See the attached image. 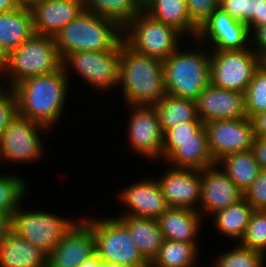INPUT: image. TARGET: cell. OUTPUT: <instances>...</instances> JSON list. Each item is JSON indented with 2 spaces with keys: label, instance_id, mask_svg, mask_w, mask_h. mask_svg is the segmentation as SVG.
Here are the masks:
<instances>
[{
  "label": "cell",
  "instance_id": "cell-13",
  "mask_svg": "<svg viewBox=\"0 0 266 267\" xmlns=\"http://www.w3.org/2000/svg\"><path fill=\"white\" fill-rule=\"evenodd\" d=\"M204 128L216 163L228 154L252 150L255 130L252 119L248 117L207 122Z\"/></svg>",
  "mask_w": 266,
  "mask_h": 267
},
{
  "label": "cell",
  "instance_id": "cell-24",
  "mask_svg": "<svg viewBox=\"0 0 266 267\" xmlns=\"http://www.w3.org/2000/svg\"><path fill=\"white\" fill-rule=\"evenodd\" d=\"M143 11L154 19L172 26L188 37L196 39L199 28L190 20L186 0H147Z\"/></svg>",
  "mask_w": 266,
  "mask_h": 267
},
{
  "label": "cell",
  "instance_id": "cell-15",
  "mask_svg": "<svg viewBox=\"0 0 266 267\" xmlns=\"http://www.w3.org/2000/svg\"><path fill=\"white\" fill-rule=\"evenodd\" d=\"M95 238L82 216L47 255V267H79L93 256Z\"/></svg>",
  "mask_w": 266,
  "mask_h": 267
},
{
  "label": "cell",
  "instance_id": "cell-28",
  "mask_svg": "<svg viewBox=\"0 0 266 267\" xmlns=\"http://www.w3.org/2000/svg\"><path fill=\"white\" fill-rule=\"evenodd\" d=\"M217 164L243 194L250 188L261 170L252 150L228 154Z\"/></svg>",
  "mask_w": 266,
  "mask_h": 267
},
{
  "label": "cell",
  "instance_id": "cell-43",
  "mask_svg": "<svg viewBox=\"0 0 266 267\" xmlns=\"http://www.w3.org/2000/svg\"><path fill=\"white\" fill-rule=\"evenodd\" d=\"M12 230V215L7 212H0V244Z\"/></svg>",
  "mask_w": 266,
  "mask_h": 267
},
{
  "label": "cell",
  "instance_id": "cell-53",
  "mask_svg": "<svg viewBox=\"0 0 266 267\" xmlns=\"http://www.w3.org/2000/svg\"><path fill=\"white\" fill-rule=\"evenodd\" d=\"M3 81H0V89L3 87V84H1Z\"/></svg>",
  "mask_w": 266,
  "mask_h": 267
},
{
  "label": "cell",
  "instance_id": "cell-26",
  "mask_svg": "<svg viewBox=\"0 0 266 267\" xmlns=\"http://www.w3.org/2000/svg\"><path fill=\"white\" fill-rule=\"evenodd\" d=\"M129 229L143 259L149 264L156 258L164 241L157 219L117 216Z\"/></svg>",
  "mask_w": 266,
  "mask_h": 267
},
{
  "label": "cell",
  "instance_id": "cell-41",
  "mask_svg": "<svg viewBox=\"0 0 266 267\" xmlns=\"http://www.w3.org/2000/svg\"><path fill=\"white\" fill-rule=\"evenodd\" d=\"M250 48L263 59L266 56V23L255 27L250 32Z\"/></svg>",
  "mask_w": 266,
  "mask_h": 267
},
{
  "label": "cell",
  "instance_id": "cell-4",
  "mask_svg": "<svg viewBox=\"0 0 266 267\" xmlns=\"http://www.w3.org/2000/svg\"><path fill=\"white\" fill-rule=\"evenodd\" d=\"M123 40V28L114 20L84 11L54 37L61 59L72 52L114 49Z\"/></svg>",
  "mask_w": 266,
  "mask_h": 267
},
{
  "label": "cell",
  "instance_id": "cell-14",
  "mask_svg": "<svg viewBox=\"0 0 266 267\" xmlns=\"http://www.w3.org/2000/svg\"><path fill=\"white\" fill-rule=\"evenodd\" d=\"M196 39L211 50H244L250 48L247 24L216 9L199 28ZM211 43H210V42Z\"/></svg>",
  "mask_w": 266,
  "mask_h": 267
},
{
  "label": "cell",
  "instance_id": "cell-38",
  "mask_svg": "<svg viewBox=\"0 0 266 267\" xmlns=\"http://www.w3.org/2000/svg\"><path fill=\"white\" fill-rule=\"evenodd\" d=\"M17 114V102L12 88L0 89V137Z\"/></svg>",
  "mask_w": 266,
  "mask_h": 267
},
{
  "label": "cell",
  "instance_id": "cell-46",
  "mask_svg": "<svg viewBox=\"0 0 266 267\" xmlns=\"http://www.w3.org/2000/svg\"><path fill=\"white\" fill-rule=\"evenodd\" d=\"M79 267H104V261L95 253Z\"/></svg>",
  "mask_w": 266,
  "mask_h": 267
},
{
  "label": "cell",
  "instance_id": "cell-36",
  "mask_svg": "<svg viewBox=\"0 0 266 267\" xmlns=\"http://www.w3.org/2000/svg\"><path fill=\"white\" fill-rule=\"evenodd\" d=\"M238 243L266 255V210L253 211L246 231Z\"/></svg>",
  "mask_w": 266,
  "mask_h": 267
},
{
  "label": "cell",
  "instance_id": "cell-42",
  "mask_svg": "<svg viewBox=\"0 0 266 267\" xmlns=\"http://www.w3.org/2000/svg\"><path fill=\"white\" fill-rule=\"evenodd\" d=\"M252 152L261 170L266 169V138L255 136Z\"/></svg>",
  "mask_w": 266,
  "mask_h": 267
},
{
  "label": "cell",
  "instance_id": "cell-5",
  "mask_svg": "<svg viewBox=\"0 0 266 267\" xmlns=\"http://www.w3.org/2000/svg\"><path fill=\"white\" fill-rule=\"evenodd\" d=\"M61 68L62 59L54 37L34 34L8 53L1 75L6 83L2 84L3 87L12 88L28 77L50 74Z\"/></svg>",
  "mask_w": 266,
  "mask_h": 267
},
{
  "label": "cell",
  "instance_id": "cell-21",
  "mask_svg": "<svg viewBox=\"0 0 266 267\" xmlns=\"http://www.w3.org/2000/svg\"><path fill=\"white\" fill-rule=\"evenodd\" d=\"M162 159L174 168L200 171L217 164L210 153L204 127L197 133V140L162 141Z\"/></svg>",
  "mask_w": 266,
  "mask_h": 267
},
{
  "label": "cell",
  "instance_id": "cell-29",
  "mask_svg": "<svg viewBox=\"0 0 266 267\" xmlns=\"http://www.w3.org/2000/svg\"><path fill=\"white\" fill-rule=\"evenodd\" d=\"M154 108L157 111L162 132L185 122L201 121L193 100L166 94L154 105Z\"/></svg>",
  "mask_w": 266,
  "mask_h": 267
},
{
  "label": "cell",
  "instance_id": "cell-11",
  "mask_svg": "<svg viewBox=\"0 0 266 267\" xmlns=\"http://www.w3.org/2000/svg\"><path fill=\"white\" fill-rule=\"evenodd\" d=\"M262 59L251 49L210 50V83L244 93Z\"/></svg>",
  "mask_w": 266,
  "mask_h": 267
},
{
  "label": "cell",
  "instance_id": "cell-40",
  "mask_svg": "<svg viewBox=\"0 0 266 267\" xmlns=\"http://www.w3.org/2000/svg\"><path fill=\"white\" fill-rule=\"evenodd\" d=\"M204 127L202 121H190L163 132V141L197 140V133Z\"/></svg>",
  "mask_w": 266,
  "mask_h": 267
},
{
  "label": "cell",
  "instance_id": "cell-23",
  "mask_svg": "<svg viewBox=\"0 0 266 267\" xmlns=\"http://www.w3.org/2000/svg\"><path fill=\"white\" fill-rule=\"evenodd\" d=\"M34 34L33 17L27 4H22L13 11L0 13V44L7 54Z\"/></svg>",
  "mask_w": 266,
  "mask_h": 267
},
{
  "label": "cell",
  "instance_id": "cell-25",
  "mask_svg": "<svg viewBox=\"0 0 266 267\" xmlns=\"http://www.w3.org/2000/svg\"><path fill=\"white\" fill-rule=\"evenodd\" d=\"M0 267H47V254L12 230L0 244Z\"/></svg>",
  "mask_w": 266,
  "mask_h": 267
},
{
  "label": "cell",
  "instance_id": "cell-48",
  "mask_svg": "<svg viewBox=\"0 0 266 267\" xmlns=\"http://www.w3.org/2000/svg\"><path fill=\"white\" fill-rule=\"evenodd\" d=\"M104 267H124L115 262L104 261Z\"/></svg>",
  "mask_w": 266,
  "mask_h": 267
},
{
  "label": "cell",
  "instance_id": "cell-49",
  "mask_svg": "<svg viewBox=\"0 0 266 267\" xmlns=\"http://www.w3.org/2000/svg\"><path fill=\"white\" fill-rule=\"evenodd\" d=\"M31 1H33V0H21V2L23 3V4H29Z\"/></svg>",
  "mask_w": 266,
  "mask_h": 267
},
{
  "label": "cell",
  "instance_id": "cell-10",
  "mask_svg": "<svg viewBox=\"0 0 266 267\" xmlns=\"http://www.w3.org/2000/svg\"><path fill=\"white\" fill-rule=\"evenodd\" d=\"M67 218L46 210H24L22 205L12 215L13 231L47 255L79 219Z\"/></svg>",
  "mask_w": 266,
  "mask_h": 267
},
{
  "label": "cell",
  "instance_id": "cell-51",
  "mask_svg": "<svg viewBox=\"0 0 266 267\" xmlns=\"http://www.w3.org/2000/svg\"><path fill=\"white\" fill-rule=\"evenodd\" d=\"M142 5L147 1V0H138Z\"/></svg>",
  "mask_w": 266,
  "mask_h": 267
},
{
  "label": "cell",
  "instance_id": "cell-37",
  "mask_svg": "<svg viewBox=\"0 0 266 267\" xmlns=\"http://www.w3.org/2000/svg\"><path fill=\"white\" fill-rule=\"evenodd\" d=\"M186 6L190 20L200 28L219 8V0H186Z\"/></svg>",
  "mask_w": 266,
  "mask_h": 267
},
{
  "label": "cell",
  "instance_id": "cell-44",
  "mask_svg": "<svg viewBox=\"0 0 266 267\" xmlns=\"http://www.w3.org/2000/svg\"><path fill=\"white\" fill-rule=\"evenodd\" d=\"M255 136L266 138V111L261 112L252 118Z\"/></svg>",
  "mask_w": 266,
  "mask_h": 267
},
{
  "label": "cell",
  "instance_id": "cell-27",
  "mask_svg": "<svg viewBox=\"0 0 266 267\" xmlns=\"http://www.w3.org/2000/svg\"><path fill=\"white\" fill-rule=\"evenodd\" d=\"M254 209L243 197L237 203L211 215L219 234L238 243L243 237Z\"/></svg>",
  "mask_w": 266,
  "mask_h": 267
},
{
  "label": "cell",
  "instance_id": "cell-33",
  "mask_svg": "<svg viewBox=\"0 0 266 267\" xmlns=\"http://www.w3.org/2000/svg\"><path fill=\"white\" fill-rule=\"evenodd\" d=\"M29 183L18 174L0 173V212L13 215L28 196ZM29 187V188H28Z\"/></svg>",
  "mask_w": 266,
  "mask_h": 267
},
{
  "label": "cell",
  "instance_id": "cell-45",
  "mask_svg": "<svg viewBox=\"0 0 266 267\" xmlns=\"http://www.w3.org/2000/svg\"><path fill=\"white\" fill-rule=\"evenodd\" d=\"M22 4L21 0H0V13L16 10Z\"/></svg>",
  "mask_w": 266,
  "mask_h": 267
},
{
  "label": "cell",
  "instance_id": "cell-12",
  "mask_svg": "<svg viewBox=\"0 0 266 267\" xmlns=\"http://www.w3.org/2000/svg\"><path fill=\"white\" fill-rule=\"evenodd\" d=\"M127 140L132 151L148 161L162 159L163 132L154 106H127Z\"/></svg>",
  "mask_w": 266,
  "mask_h": 267
},
{
  "label": "cell",
  "instance_id": "cell-18",
  "mask_svg": "<svg viewBox=\"0 0 266 267\" xmlns=\"http://www.w3.org/2000/svg\"><path fill=\"white\" fill-rule=\"evenodd\" d=\"M201 192L199 213L211 216L240 201L244 194L218 165L200 171Z\"/></svg>",
  "mask_w": 266,
  "mask_h": 267
},
{
  "label": "cell",
  "instance_id": "cell-19",
  "mask_svg": "<svg viewBox=\"0 0 266 267\" xmlns=\"http://www.w3.org/2000/svg\"><path fill=\"white\" fill-rule=\"evenodd\" d=\"M195 103L198 118L204 124L247 117L244 93L219 88L211 83L197 96Z\"/></svg>",
  "mask_w": 266,
  "mask_h": 267
},
{
  "label": "cell",
  "instance_id": "cell-50",
  "mask_svg": "<svg viewBox=\"0 0 266 267\" xmlns=\"http://www.w3.org/2000/svg\"><path fill=\"white\" fill-rule=\"evenodd\" d=\"M262 64L266 67V56L262 59Z\"/></svg>",
  "mask_w": 266,
  "mask_h": 267
},
{
  "label": "cell",
  "instance_id": "cell-52",
  "mask_svg": "<svg viewBox=\"0 0 266 267\" xmlns=\"http://www.w3.org/2000/svg\"><path fill=\"white\" fill-rule=\"evenodd\" d=\"M146 267H156L153 264L149 263Z\"/></svg>",
  "mask_w": 266,
  "mask_h": 267
},
{
  "label": "cell",
  "instance_id": "cell-6",
  "mask_svg": "<svg viewBox=\"0 0 266 267\" xmlns=\"http://www.w3.org/2000/svg\"><path fill=\"white\" fill-rule=\"evenodd\" d=\"M93 231L95 251L102 261L118 263L124 267H146L129 229L115 216L82 218Z\"/></svg>",
  "mask_w": 266,
  "mask_h": 267
},
{
  "label": "cell",
  "instance_id": "cell-2",
  "mask_svg": "<svg viewBox=\"0 0 266 267\" xmlns=\"http://www.w3.org/2000/svg\"><path fill=\"white\" fill-rule=\"evenodd\" d=\"M127 106H154L166 95L163 61L120 45L119 86Z\"/></svg>",
  "mask_w": 266,
  "mask_h": 267
},
{
  "label": "cell",
  "instance_id": "cell-31",
  "mask_svg": "<svg viewBox=\"0 0 266 267\" xmlns=\"http://www.w3.org/2000/svg\"><path fill=\"white\" fill-rule=\"evenodd\" d=\"M199 249L194 244L164 239L151 264L156 267H197Z\"/></svg>",
  "mask_w": 266,
  "mask_h": 267
},
{
  "label": "cell",
  "instance_id": "cell-20",
  "mask_svg": "<svg viewBox=\"0 0 266 267\" xmlns=\"http://www.w3.org/2000/svg\"><path fill=\"white\" fill-rule=\"evenodd\" d=\"M28 6L35 34L50 37L84 12L81 0H33Z\"/></svg>",
  "mask_w": 266,
  "mask_h": 267
},
{
  "label": "cell",
  "instance_id": "cell-16",
  "mask_svg": "<svg viewBox=\"0 0 266 267\" xmlns=\"http://www.w3.org/2000/svg\"><path fill=\"white\" fill-rule=\"evenodd\" d=\"M157 180L169 207L192 209L199 212L200 170L170 167Z\"/></svg>",
  "mask_w": 266,
  "mask_h": 267
},
{
  "label": "cell",
  "instance_id": "cell-39",
  "mask_svg": "<svg viewBox=\"0 0 266 267\" xmlns=\"http://www.w3.org/2000/svg\"><path fill=\"white\" fill-rule=\"evenodd\" d=\"M244 198L254 210H266V169L260 170Z\"/></svg>",
  "mask_w": 266,
  "mask_h": 267
},
{
  "label": "cell",
  "instance_id": "cell-8",
  "mask_svg": "<svg viewBox=\"0 0 266 267\" xmlns=\"http://www.w3.org/2000/svg\"><path fill=\"white\" fill-rule=\"evenodd\" d=\"M121 44L122 41L114 49L105 52L81 51L67 54L62 59L65 75L70 78V72L75 71L88 86L101 93L116 89L119 86Z\"/></svg>",
  "mask_w": 266,
  "mask_h": 267
},
{
  "label": "cell",
  "instance_id": "cell-34",
  "mask_svg": "<svg viewBox=\"0 0 266 267\" xmlns=\"http://www.w3.org/2000/svg\"><path fill=\"white\" fill-rule=\"evenodd\" d=\"M265 258L264 253L236 243V247L214 259L211 267H266Z\"/></svg>",
  "mask_w": 266,
  "mask_h": 267
},
{
  "label": "cell",
  "instance_id": "cell-35",
  "mask_svg": "<svg viewBox=\"0 0 266 267\" xmlns=\"http://www.w3.org/2000/svg\"><path fill=\"white\" fill-rule=\"evenodd\" d=\"M244 102L247 117L250 119L266 111V67L263 64L254 72L244 92Z\"/></svg>",
  "mask_w": 266,
  "mask_h": 267
},
{
  "label": "cell",
  "instance_id": "cell-47",
  "mask_svg": "<svg viewBox=\"0 0 266 267\" xmlns=\"http://www.w3.org/2000/svg\"><path fill=\"white\" fill-rule=\"evenodd\" d=\"M7 53L5 52V50L2 48L1 44H0V77L3 74L6 62H7Z\"/></svg>",
  "mask_w": 266,
  "mask_h": 267
},
{
  "label": "cell",
  "instance_id": "cell-17",
  "mask_svg": "<svg viewBox=\"0 0 266 267\" xmlns=\"http://www.w3.org/2000/svg\"><path fill=\"white\" fill-rule=\"evenodd\" d=\"M120 189L118 200L124 209L119 216L157 219L169 206L155 178H145Z\"/></svg>",
  "mask_w": 266,
  "mask_h": 267
},
{
  "label": "cell",
  "instance_id": "cell-3",
  "mask_svg": "<svg viewBox=\"0 0 266 267\" xmlns=\"http://www.w3.org/2000/svg\"><path fill=\"white\" fill-rule=\"evenodd\" d=\"M191 45L163 61V76L167 94L195 101L210 84V48L197 39Z\"/></svg>",
  "mask_w": 266,
  "mask_h": 267
},
{
  "label": "cell",
  "instance_id": "cell-32",
  "mask_svg": "<svg viewBox=\"0 0 266 267\" xmlns=\"http://www.w3.org/2000/svg\"><path fill=\"white\" fill-rule=\"evenodd\" d=\"M219 8L247 24L249 32L266 23V0H220Z\"/></svg>",
  "mask_w": 266,
  "mask_h": 267
},
{
  "label": "cell",
  "instance_id": "cell-1",
  "mask_svg": "<svg viewBox=\"0 0 266 267\" xmlns=\"http://www.w3.org/2000/svg\"><path fill=\"white\" fill-rule=\"evenodd\" d=\"M69 81L63 68L22 80L12 87L16 96L17 113L53 129L64 112L69 95Z\"/></svg>",
  "mask_w": 266,
  "mask_h": 267
},
{
  "label": "cell",
  "instance_id": "cell-22",
  "mask_svg": "<svg viewBox=\"0 0 266 267\" xmlns=\"http://www.w3.org/2000/svg\"><path fill=\"white\" fill-rule=\"evenodd\" d=\"M203 219L198 211L168 207L157 218V222L165 240L186 242L194 244L198 248V239L200 238L198 236L202 232Z\"/></svg>",
  "mask_w": 266,
  "mask_h": 267
},
{
  "label": "cell",
  "instance_id": "cell-7",
  "mask_svg": "<svg viewBox=\"0 0 266 267\" xmlns=\"http://www.w3.org/2000/svg\"><path fill=\"white\" fill-rule=\"evenodd\" d=\"M185 36L142 11L124 29V41L135 51L164 61L175 53ZM180 40V41H179Z\"/></svg>",
  "mask_w": 266,
  "mask_h": 267
},
{
  "label": "cell",
  "instance_id": "cell-30",
  "mask_svg": "<svg viewBox=\"0 0 266 267\" xmlns=\"http://www.w3.org/2000/svg\"><path fill=\"white\" fill-rule=\"evenodd\" d=\"M83 10L116 21L123 29L143 11L138 0H81Z\"/></svg>",
  "mask_w": 266,
  "mask_h": 267
},
{
  "label": "cell",
  "instance_id": "cell-9",
  "mask_svg": "<svg viewBox=\"0 0 266 267\" xmlns=\"http://www.w3.org/2000/svg\"><path fill=\"white\" fill-rule=\"evenodd\" d=\"M49 131L53 132L17 113L0 137V160L9 164L41 160L46 150L41 136Z\"/></svg>",
  "mask_w": 266,
  "mask_h": 267
}]
</instances>
